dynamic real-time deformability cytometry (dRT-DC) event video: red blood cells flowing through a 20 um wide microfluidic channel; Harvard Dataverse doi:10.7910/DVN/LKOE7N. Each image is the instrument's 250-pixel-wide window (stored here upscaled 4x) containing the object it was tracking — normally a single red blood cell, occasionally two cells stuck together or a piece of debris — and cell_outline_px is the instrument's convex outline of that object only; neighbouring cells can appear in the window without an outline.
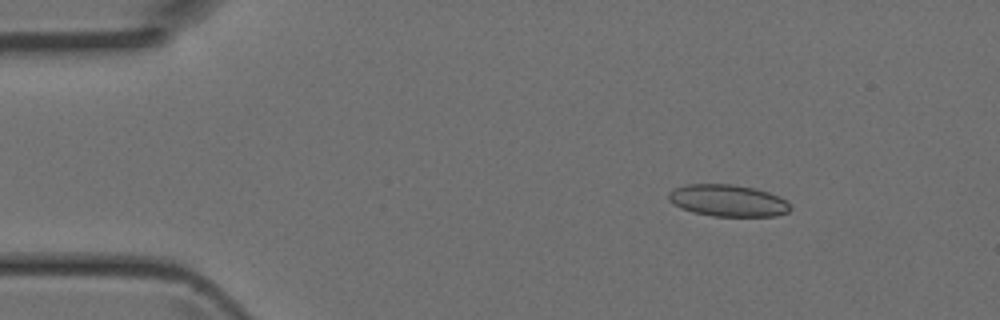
{"species": "Egyptian fruit bat (a non-hibernating species)", "species_latin": "Rousettus aegyptiacus", "temperature_condition": "room temperature", "stored_images_in_passage": 2, "camera_frame_rate_fps": 3000, "um_per_image_px": 0.085, "animal": {"sex": "female"}, "frame": {"image": 1, "passage_image": 1, "time_ms": 0.0, "image_size_px": [1000, 320], "cell_outline_px": [[792, 208], [788, 212], [776, 216], [712, 216], [692, 212], [680, 208], [668, 200], [668, 192], [672, 188], [684, 184], [732, 184], [756, 188], [780, 196]], "centroid_in_image_um": [61.83, 17.04], "position_along_channel_um": 23.2, "area_um2": 22.83}}